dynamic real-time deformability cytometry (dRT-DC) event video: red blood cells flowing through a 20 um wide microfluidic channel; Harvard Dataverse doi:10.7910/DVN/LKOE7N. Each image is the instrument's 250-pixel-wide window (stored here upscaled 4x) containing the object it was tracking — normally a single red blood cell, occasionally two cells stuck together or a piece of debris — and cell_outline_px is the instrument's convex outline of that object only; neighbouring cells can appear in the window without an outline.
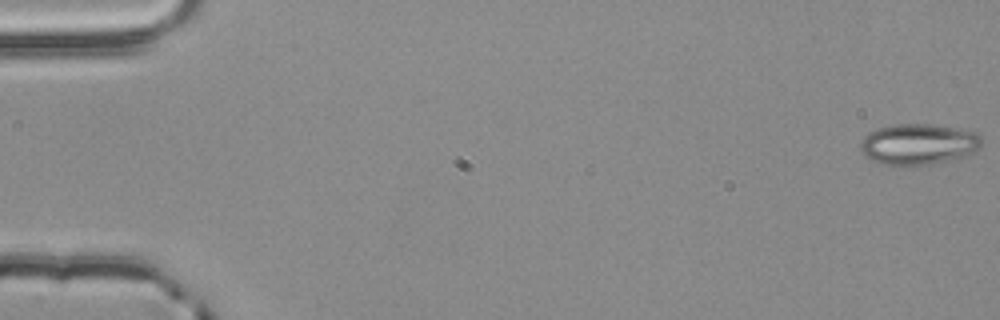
{"species": "common noctule bat (a hibernating species)", "species_latin": "Nyctalus noctula", "temperature_condition": "room temperature", "stored_images_in_passage": 5, "camera_frame_rate_fps": 3000, "um_per_image_px": 0.085, "animal": {"sex": "male", "body_mass_g": 20.4}, "frame": {"image": 1, "passage_image": 1, "time_ms": 0.0, "image_size_px": [1000, 320], "cell_outline_px": [[984, 144], [980, 148], [964, 156], [928, 164], [880, 164], [864, 156], [860, 148], [860, 144], [864, 136], [868, 132], [876, 128], [892, 124], [932, 124], [956, 128], [976, 132], [984, 140]], "centroid_in_image_um": [78.06, 12.23], "position_along_channel_um": 6.9, "area_um2": 28.84}}
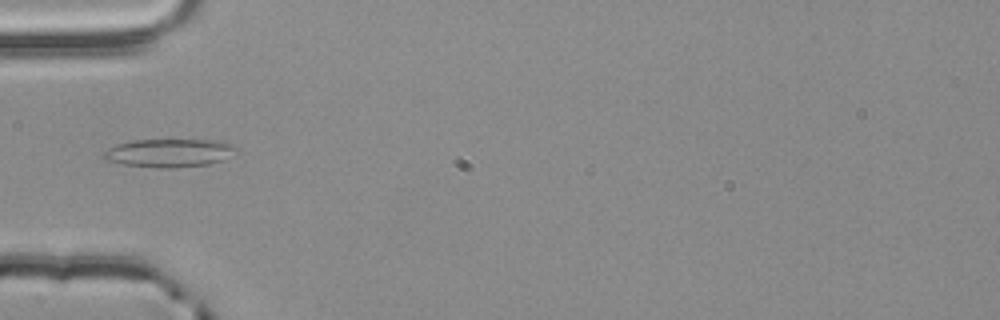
{"frame": {"image": 2, "passage_image": 5, "time_ms": 1.333, "image_size_px": [1000, 320], "cell_outline_px": [[240, 152], [224, 160], [208, 164], [176, 168], [156, 168], [124, 164], [104, 160], [100, 156], [100, 152], [116, 144], [136, 140], [212, 140], [232, 144], [240, 148]], "centroid_in_image_um": [14.4, 13.01], "position_along_channel_um": 70.6, "area_um2": 22.31}}